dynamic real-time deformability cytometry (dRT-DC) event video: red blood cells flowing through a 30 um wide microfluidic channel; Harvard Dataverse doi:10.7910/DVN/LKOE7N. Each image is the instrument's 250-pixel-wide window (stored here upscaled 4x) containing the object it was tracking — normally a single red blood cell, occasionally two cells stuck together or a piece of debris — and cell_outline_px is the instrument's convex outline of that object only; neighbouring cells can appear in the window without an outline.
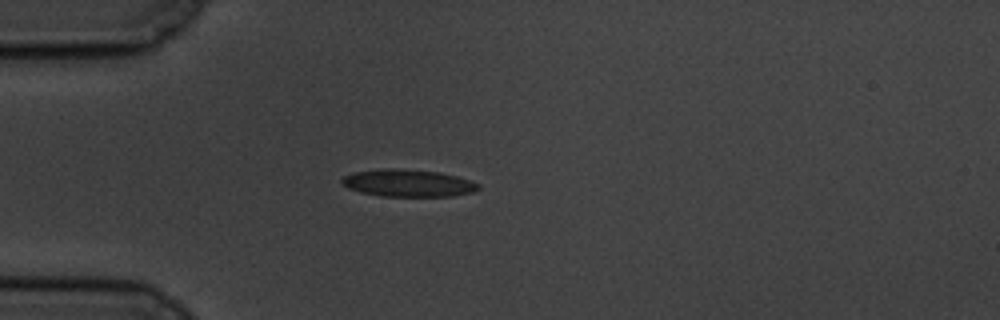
{"species": "common noctule bat (a hibernating species)", "species_latin": "Nyctalus noctula", "temperature_condition": "cold", "stored_images_in_passage": 43, "camera_frame_rate_fps": 3000, "um_per_image_px": 0.085, "animal": {"sex": "male", "body_mass_g": 19.5, "forearm_length_mm": 54.6}, "frame": {"image": 1, "passage_image": 1, "time_ms": 0.0, "image_size_px": [1000, 320], "cell_outline_px": [[480, 188], [472, 192], [452, 196], [380, 196], [360, 192], [348, 188], [340, 180], [344, 176], [352, 172], [384, 168], [392, 168], [440, 172], [456, 176], [480, 184]], "centroid_in_image_um": [34.66, 15.56], "position_along_channel_um": 50.3, "area_um2": 21.62}}
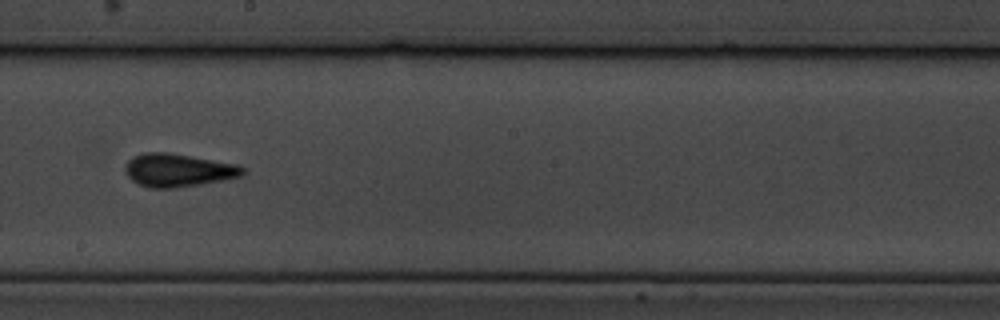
{"frame": {"image": 2, "passage_image": 18, "time_ms": 5.667, "image_size_px": [1000, 320], "cell_outline_px": [[244, 172], [240, 176], [200, 184], [172, 188], [152, 188], [140, 184], [132, 180], [128, 176], [124, 168], [124, 164], [132, 156], [144, 152], [168, 152], [236, 164], [244, 168]], "centroid_in_image_um": [15.08, 14.45], "position_along_channel_um": 233.1, "area_um2": 22.43}}
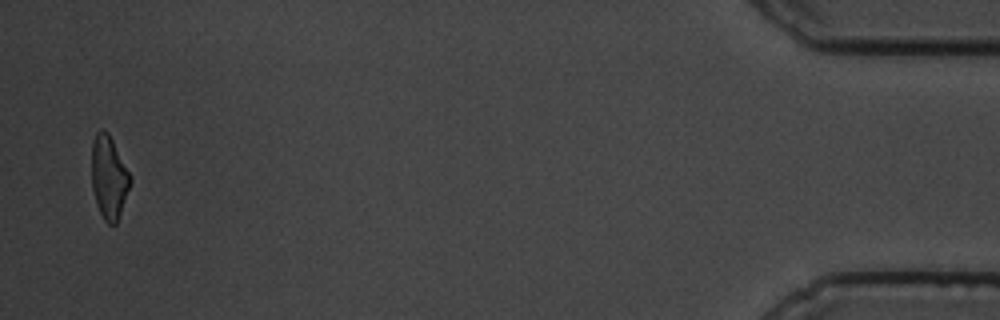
{"frame": {"image": 3, "passage_image": 42, "time_ms": 13.667, "image_size_px": [1000, 320], "cell_outline_px": [[132, 180], [116, 224], [108, 224], [104, 220], [96, 204], [92, 188], [92, 140], [96, 132], [100, 128], [108, 132], [132, 176]], "centroid_in_image_um": [9.25, 15.05], "position_along_channel_um": 425.9, "area_um2": 18.73}, "authors_computed_cell_mechanics": {"area_um2": 20.5768, "velocity_mm_per_s": 3.4512, "shape_relaxation_time_tau1_ms": 4.2969, "shape_relaxation_time_tau2_ms": 1.8597, "deformation_change_tau1": 0.1199, "deformation_change_tau2": 0.0801}}